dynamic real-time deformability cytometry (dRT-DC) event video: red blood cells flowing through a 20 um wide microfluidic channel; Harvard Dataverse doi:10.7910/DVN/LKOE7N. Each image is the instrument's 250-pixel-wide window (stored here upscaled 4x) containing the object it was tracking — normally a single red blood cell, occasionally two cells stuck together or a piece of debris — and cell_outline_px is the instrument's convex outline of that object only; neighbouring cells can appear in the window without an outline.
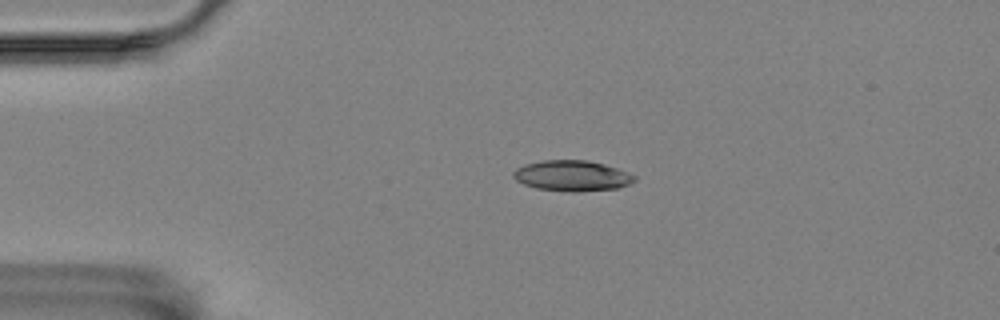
{"species": "Egyptian fruit bat (a non-hibernating species)", "species_latin": "Rousettus aegyptiacus", "temperature_condition": "room temperature", "stored_images_in_passage": 2, "camera_frame_rate_fps": 3000, "um_per_image_px": 0.085, "animal": {"sex": "female"}, "frame": {"image": 1, "passage_image": 1, "time_ms": 0.0, "image_size_px": [1000, 320], "cell_outline_px": [[636, 180], [628, 184], [616, 188], [576, 192], [572, 192], [536, 188], [524, 184], [516, 180], [512, 176], [512, 172], [516, 168], [524, 164], [544, 160], [588, 160], [604, 164], [616, 168], [636, 176]], "centroid_in_image_um": [48.59, 14.93], "position_along_channel_um": 36.4, "area_um2": 21.56}}